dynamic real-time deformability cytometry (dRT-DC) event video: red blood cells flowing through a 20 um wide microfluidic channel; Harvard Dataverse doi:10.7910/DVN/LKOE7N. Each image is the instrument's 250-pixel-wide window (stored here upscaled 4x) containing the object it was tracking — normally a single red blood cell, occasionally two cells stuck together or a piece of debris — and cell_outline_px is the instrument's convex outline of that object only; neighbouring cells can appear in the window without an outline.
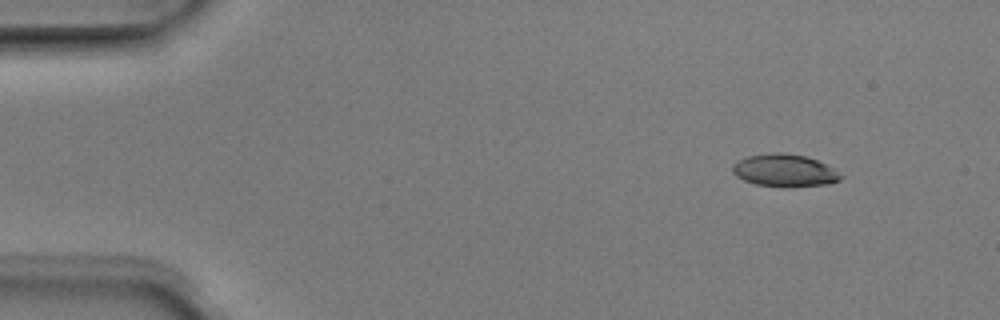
{"species": "Egyptian fruit bat (a non-hibernating species)", "species_latin": "Rousettus aegyptiacus", "temperature_condition": "room temperature", "stored_images_in_passage": 4, "camera_frame_rate_fps": 3000, "um_per_image_px": 0.085, "animal": {"sex": "male"}, "frame": {"image": 1, "passage_image": 1, "time_ms": 0.0, "image_size_px": [1000, 320], "cell_outline_px": [[844, 176], [840, 180], [828, 184], [792, 188], [784, 188], [756, 184], [744, 180], [736, 176], [732, 172], [732, 164], [748, 156], [772, 152], [780, 152], [804, 156], [816, 160], [832, 168]], "centroid_in_image_um": [66.68, 14.51], "position_along_channel_um": 18.3, "area_um2": 20.63}}
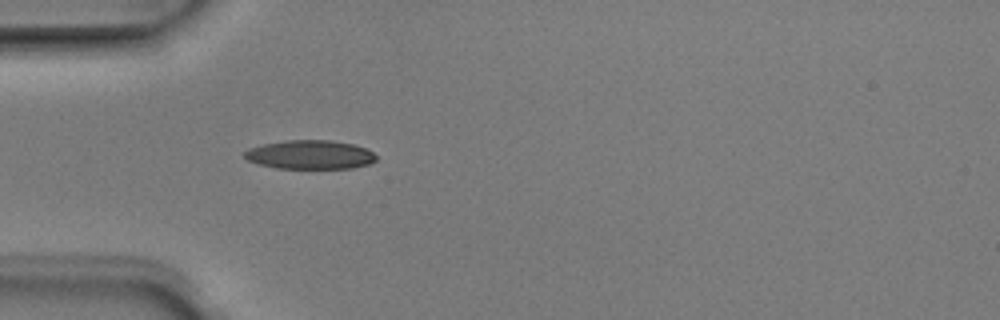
{"frame": {"image": 2, "passage_image": 4, "time_ms": 1.0, "image_size_px": [1000, 320], "cell_outline_px": [[376, 160], [368, 164], [352, 168], [276, 168], [260, 164], [248, 160], [244, 156], [244, 152], [248, 148], [264, 144], [288, 140], [328, 140], [352, 144], [364, 148], [372, 152], [376, 156]], "centroid_in_image_um": [26.34, 13.15], "position_along_channel_um": 58.7, "area_um2": 21.91}}